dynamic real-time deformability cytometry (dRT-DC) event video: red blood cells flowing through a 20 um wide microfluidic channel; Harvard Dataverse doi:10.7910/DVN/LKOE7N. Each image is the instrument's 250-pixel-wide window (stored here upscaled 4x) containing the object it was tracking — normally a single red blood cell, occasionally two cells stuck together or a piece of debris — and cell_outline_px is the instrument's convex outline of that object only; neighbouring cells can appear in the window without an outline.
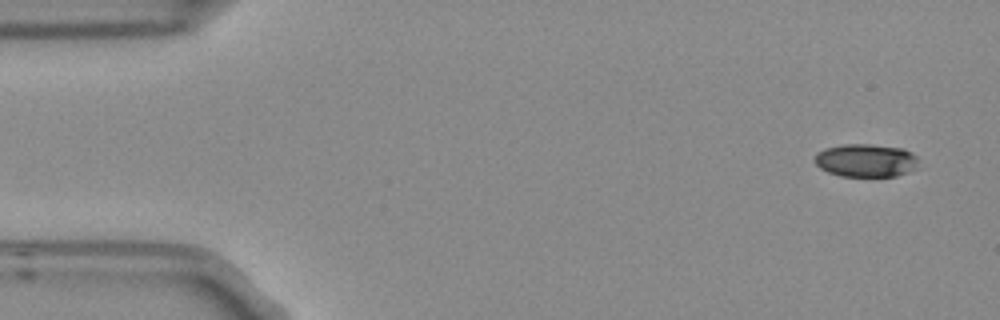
{"species": "Egyptian fruit bat (a non-hibernating species)", "species_latin": "Rousettus aegyptiacus", "temperature_condition": "room temperature", "stored_images_in_passage": 8, "camera_frame_rate_fps": 3000, "um_per_image_px": 0.085, "frame": {"image": 1, "passage_image": 1, "time_ms": 0.0, "image_size_px": [1000, 320], "cell_outline_px": [[916, 160], [912, 168], [908, 172], [896, 176], [840, 176], [828, 172], [820, 168], [816, 164], [816, 152], [824, 148], [844, 144], [868, 144], [904, 148], [912, 152], [916, 156]], "centroid_in_image_um": [73.56, 13.62], "position_along_channel_um": 11.4, "area_um2": 19.83}}
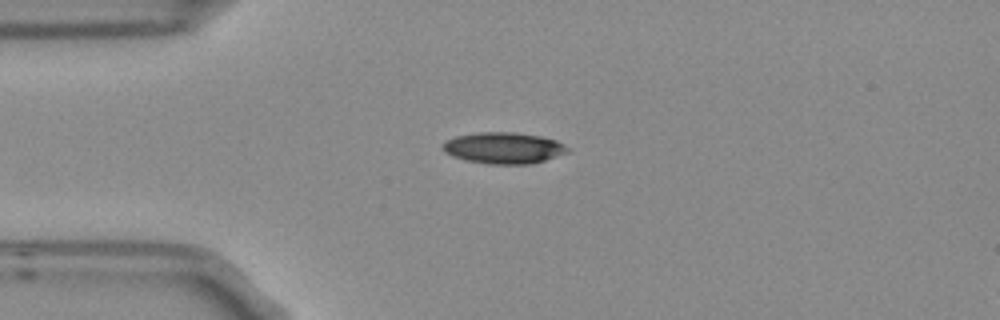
{"frame": {"image": 2, "passage_image": 3, "time_ms": 0.667, "image_size_px": [1000, 320], "cell_outline_px": [[568, 152], [544, 160], [528, 164], [488, 164], [464, 160], [452, 156], [444, 152], [440, 148], [440, 144], [456, 136], [480, 132], [516, 132], [540, 136], [556, 140], [564, 144], [568, 148]], "centroid_in_image_um": [42.76, 12.57], "position_along_channel_um": 42.2, "area_um2": 22.83}}
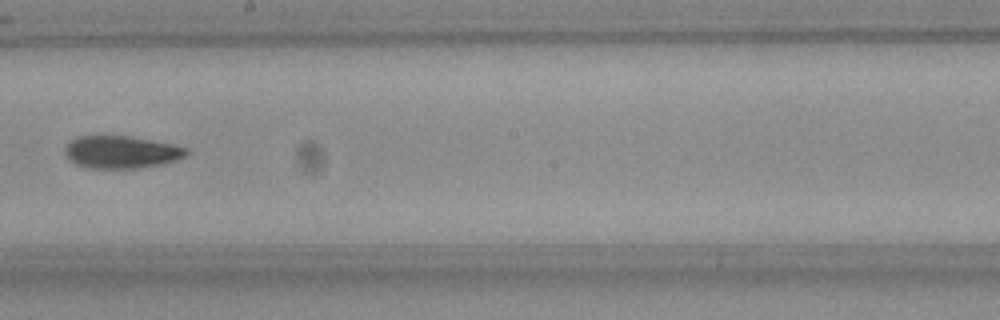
{"frame": {"image": 3, "passage_image": 8, "time_ms": 2.333, "image_size_px": [1000, 320], "cell_outline_px": [[188, 152], [184, 156], [176, 160], [160, 164], [132, 168], [88, 168], [76, 164], [68, 160], [64, 152], [64, 148], [72, 140], [80, 136], [128, 136], [172, 144], [188, 148]], "centroid_in_image_um": [10.27, 12.93], "position_along_channel_um": 237.9, "area_um2": 22.72}}